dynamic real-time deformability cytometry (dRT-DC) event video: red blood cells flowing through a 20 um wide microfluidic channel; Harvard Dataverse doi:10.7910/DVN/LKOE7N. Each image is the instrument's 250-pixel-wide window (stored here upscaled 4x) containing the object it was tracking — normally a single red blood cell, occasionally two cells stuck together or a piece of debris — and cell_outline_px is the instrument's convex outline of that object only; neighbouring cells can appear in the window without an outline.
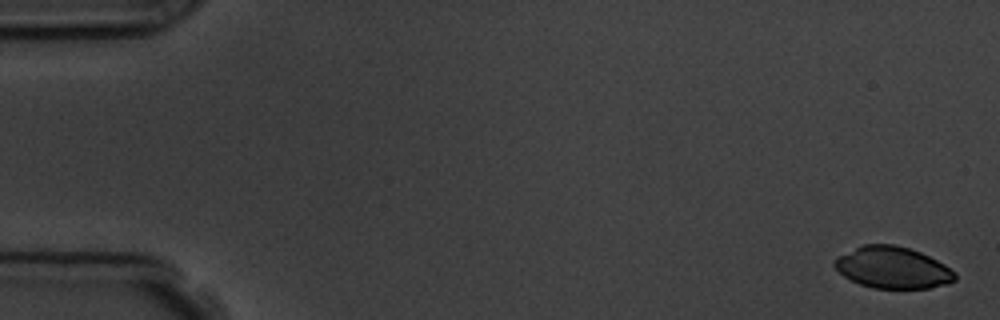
{"species": "common noctule bat (a hibernating species)", "species_latin": "Nyctalus noctula", "temperature_condition": "room temperature", "stored_images_in_passage": 6, "camera_frame_rate_fps": 3000, "um_per_image_px": 0.085, "animal": {"sex": "male", "body_mass_g": 19.5, "forearm_length_mm": 54.6}, "frame": {"image": 1, "passage_image": 1, "time_ms": 0.0, "image_size_px": [1000, 320], "cell_outline_px": [[956, 280], [948, 284], [928, 288], [872, 288], [860, 284], [844, 276], [832, 264], [840, 256], [864, 244], [892, 244], [908, 248], [920, 252], [944, 264], [956, 272]], "centroid_in_image_um": [75.92, 22.76], "position_along_channel_um": 9.1, "area_um2": 28.9}}